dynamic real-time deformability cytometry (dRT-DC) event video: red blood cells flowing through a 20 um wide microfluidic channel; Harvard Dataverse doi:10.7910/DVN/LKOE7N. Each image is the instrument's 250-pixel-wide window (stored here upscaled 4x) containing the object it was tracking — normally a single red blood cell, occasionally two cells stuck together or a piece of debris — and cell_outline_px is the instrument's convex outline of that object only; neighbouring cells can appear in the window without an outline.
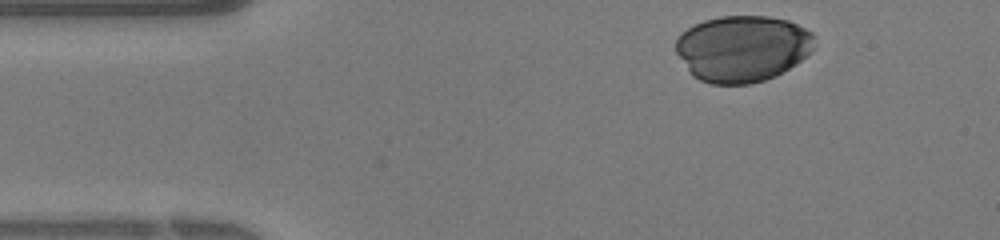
{"species": "human", "species_latin": "Homo sapiens", "temperature_condition": "warm", "stored_images_in_passage": 26, "camera_frame_rate_fps": 3000, "um_per_image_px": 0.085, "donor": {"sex": "female"}, "frame": {"image": 1, "passage_image": 1, "time_ms": 0.0, "image_size_px": [1000, 240], "cell_outline_px": [[812, 52], [776, 76], [764, 80], [748, 84], [712, 84], [700, 80], [692, 76], [688, 72], [676, 52], [676, 40], [688, 28], [704, 20], [720, 16], [768, 16], [788, 20], [812, 32]], "centroid_in_image_um": [63.09, 4.13], "position_along_channel_um": 21.9, "area_um2": 53.41}}
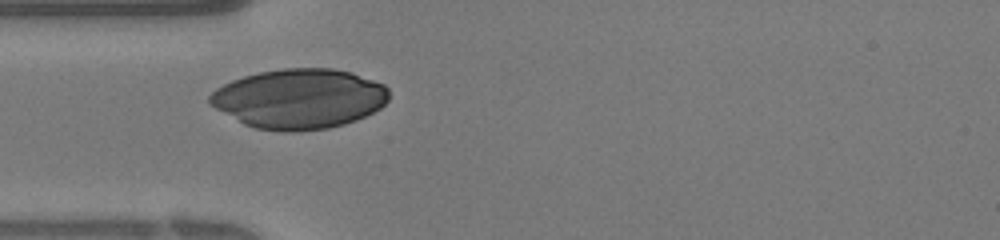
{"frame": {"image": 2, "passage_image": 7, "time_ms": 2.0, "image_size_px": [1000, 240], "cell_outline_px": [[388, 100], [380, 108], [356, 120], [344, 124], [328, 128], [292, 132], [284, 132], [256, 128], [244, 124], [208, 104], [208, 96], [216, 88], [232, 80], [244, 76], [260, 72], [284, 68], [332, 68], [352, 72], [384, 84], [388, 88]], "centroid_in_image_um": [25.43, 8.39], "position_along_channel_um": 59.6, "area_um2": 62.54}}
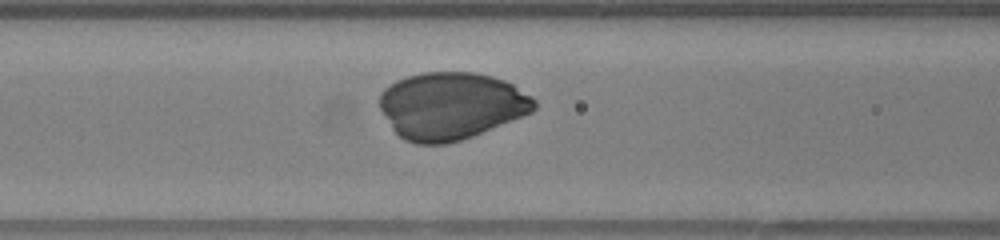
{"frame": {"image": 3, "passage_image": 11, "time_ms": 3.333, "image_size_px": [1000, 240], "cell_outline_px": [[536, 108], [532, 112], [472, 136], [460, 140], [444, 144], [416, 144], [404, 140], [392, 128], [380, 108], [380, 92], [388, 84], [396, 80], [408, 76], [424, 72], [476, 72], [492, 76], [504, 80], [512, 84], [532, 96], [536, 100]], "centroid_in_image_um": [38.34, 8.98], "position_along_channel_um": 128.3, "area_um2": 60.52}}